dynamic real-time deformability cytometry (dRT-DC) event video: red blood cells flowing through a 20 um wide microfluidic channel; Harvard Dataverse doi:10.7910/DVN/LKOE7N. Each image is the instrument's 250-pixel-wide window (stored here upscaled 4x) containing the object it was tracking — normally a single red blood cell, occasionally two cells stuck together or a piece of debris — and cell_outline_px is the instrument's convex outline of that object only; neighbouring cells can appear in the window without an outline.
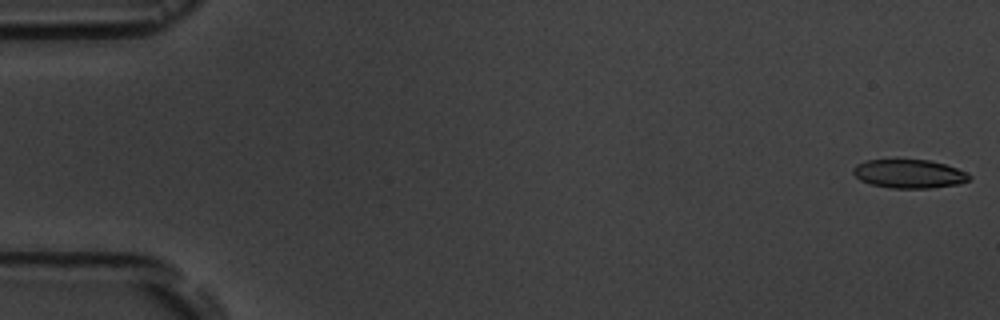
{"species": "common noctule bat (a hibernating species)", "species_latin": "Nyctalus noctula", "temperature_condition": "room temperature", "stored_images_in_passage": 10, "camera_frame_rate_fps": 3000, "um_per_image_px": 0.085, "animal": {"sex": "male", "body_mass_g": 19.5, "forearm_length_mm": 54.6}, "frame": {"image": 1, "passage_image": 1, "time_ms": 0.0, "image_size_px": [1000, 320], "cell_outline_px": [[972, 176], [968, 180], [960, 184], [928, 188], [892, 188], [872, 184], [860, 180], [852, 172], [852, 168], [856, 164], [864, 160], [928, 160], [944, 164], [956, 168]], "centroid_in_image_um": [77.24, 14.77], "position_along_channel_um": 7.8, "area_um2": 19.25}}
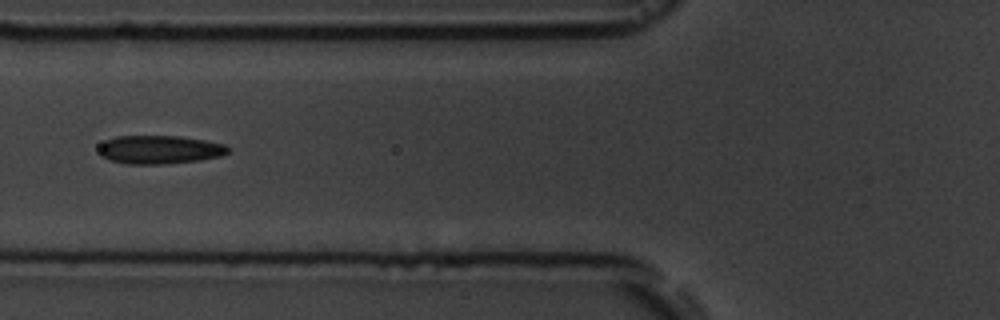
{"frame": {"image": 2, "passage_image": 6, "time_ms": 6.667, "image_size_px": [1000, 320], "cell_outline_px": [[228, 152], [220, 156], [200, 160], [164, 164], [128, 164], [108, 160], [100, 156], [100, 144], [104, 140], [116, 136], [180, 136], [204, 140], [224, 144], [228, 148]], "centroid_in_image_um": [13.52, 12.72], "position_along_channel_um": 112.3, "area_um2": 21.44}}
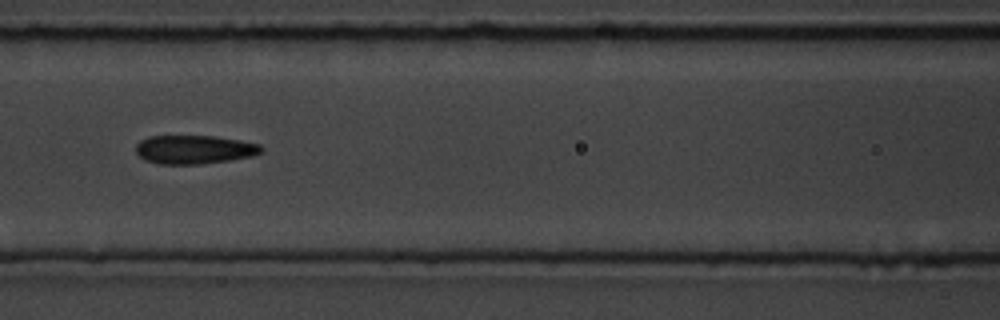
{"frame": {"image": 3, "passage_image": 7, "time_ms": 7.667, "image_size_px": [1000, 320], "cell_outline_px": [[264, 148], [260, 152], [252, 156], [228, 160], [200, 164], [160, 164], [144, 160], [136, 152], [136, 144], [140, 140], [148, 136], [216, 136], [240, 140], [260, 144]], "centroid_in_image_um": [16.5, 12.7], "position_along_channel_um": 150.1, "area_um2": 20.98}}